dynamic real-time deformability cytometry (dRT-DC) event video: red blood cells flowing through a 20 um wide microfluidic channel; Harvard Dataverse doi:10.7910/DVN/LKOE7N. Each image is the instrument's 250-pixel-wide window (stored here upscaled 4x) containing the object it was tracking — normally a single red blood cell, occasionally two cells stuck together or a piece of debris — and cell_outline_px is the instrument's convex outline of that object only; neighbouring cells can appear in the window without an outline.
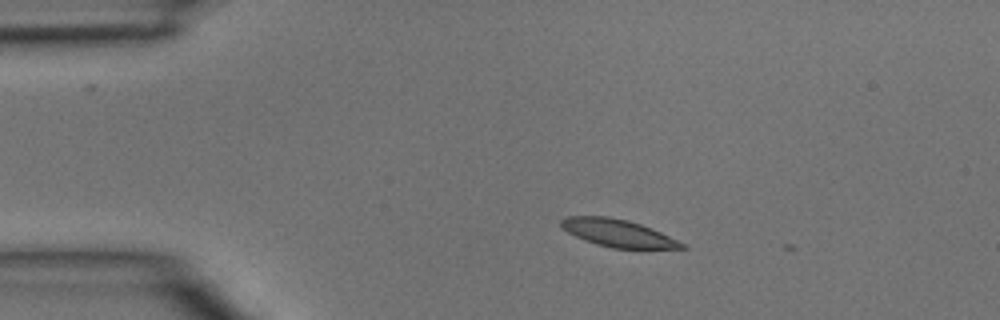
{"species": "common noctule bat (a hibernating species)", "species_latin": "Nyctalus noctula", "temperature_condition": "room temperature", "stored_images_in_passage": 3, "camera_frame_rate_fps": 3000, "um_per_image_px": 0.085, "animal": {"sex": "male", "body_mass_g": 15.6}, "frame": {"image": 1, "passage_image": 2, "time_ms": 0.333, "image_size_px": [1000, 320], "cell_outline_px": [[688, 248], [612, 248], [596, 244], [584, 240], [568, 232], [560, 224], [560, 220], [564, 216], [608, 216], [628, 220], [652, 228], [684, 244]], "centroid_in_image_um": [52.47, 19.8], "position_along_channel_um": 32.5, "area_um2": 19.07}}